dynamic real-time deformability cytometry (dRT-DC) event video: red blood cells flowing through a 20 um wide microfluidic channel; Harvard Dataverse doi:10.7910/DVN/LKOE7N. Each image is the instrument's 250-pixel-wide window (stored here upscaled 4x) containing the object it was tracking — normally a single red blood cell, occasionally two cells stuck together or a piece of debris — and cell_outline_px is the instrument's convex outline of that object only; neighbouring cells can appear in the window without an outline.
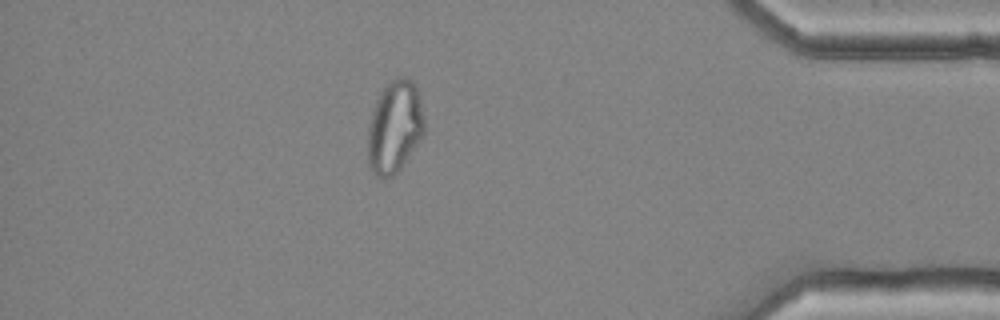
{"species": "common noctule bat (a hibernating species)", "species_latin": "Nyctalus noctula", "temperature_condition": "cold", "stored_images_in_passage": 52, "camera_frame_rate_fps": 3000, "um_per_image_px": 0.085, "animal": {"sex": "female", "body_mass_g": 25.1}, "frame": {"image": 1, "passage_image": 45, "time_ms": 14.667, "image_size_px": [1000, 320], "cell_outline_px": [[424, 132], [400, 168], [392, 176], [384, 180], [376, 176], [368, 168], [368, 128], [372, 112], [376, 100], [380, 92], [396, 76], [408, 76], [412, 80], [416, 88], [420, 100], [424, 116]], "centroid_in_image_um": [33.52, 10.79], "position_along_channel_um": 401.7, "area_um2": 30.35}}